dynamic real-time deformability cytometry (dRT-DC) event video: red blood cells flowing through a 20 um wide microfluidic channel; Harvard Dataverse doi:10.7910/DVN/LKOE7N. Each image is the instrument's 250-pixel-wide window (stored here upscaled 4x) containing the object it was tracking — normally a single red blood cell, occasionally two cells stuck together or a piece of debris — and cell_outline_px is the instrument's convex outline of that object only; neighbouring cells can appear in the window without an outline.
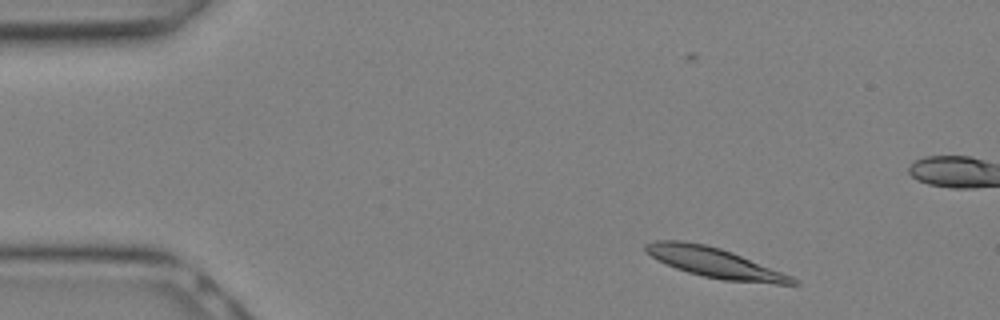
{"species": "Egyptian fruit bat (a non-hibernating species)", "species_latin": "Rousettus aegyptiacus", "temperature_condition": "warm", "stored_images_in_passage": 27, "camera_frame_rate_fps": 3000, "um_per_image_px": 0.085, "animal": {"sex": "female"}, "frame": {"image": 1, "passage_image": 2, "time_ms": 0.333, "image_size_px": [1000, 320], "cell_outline_px": [[800, 284], [776, 284], [724, 280], [704, 276], [688, 272], [676, 268], [656, 260], [644, 252], [644, 244], [656, 240], [684, 240], [704, 244], [720, 248], [732, 252], [792, 276]], "centroid_in_image_um": [60.69, 22.31], "position_along_channel_um": 24.3, "area_um2": 25.55}}
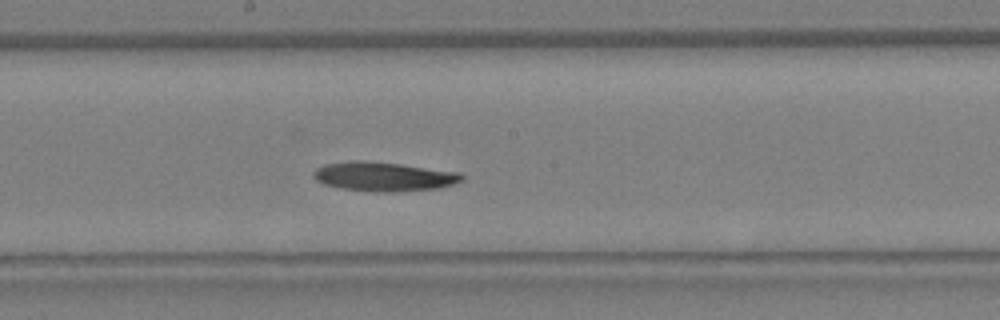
{"frame": {"image": 2, "passage_image": 13, "time_ms": 4.0, "image_size_px": [1000, 320], "cell_outline_px": [[464, 180], [440, 188], [396, 192], [380, 192], [340, 188], [324, 184], [316, 180], [312, 176], [312, 172], [316, 168], [324, 164], [352, 160], [364, 160], [400, 164], [460, 172], [464, 176]], "centroid_in_image_um": [32.61, 15.0], "position_along_channel_um": 215.6, "area_um2": 25.43}}
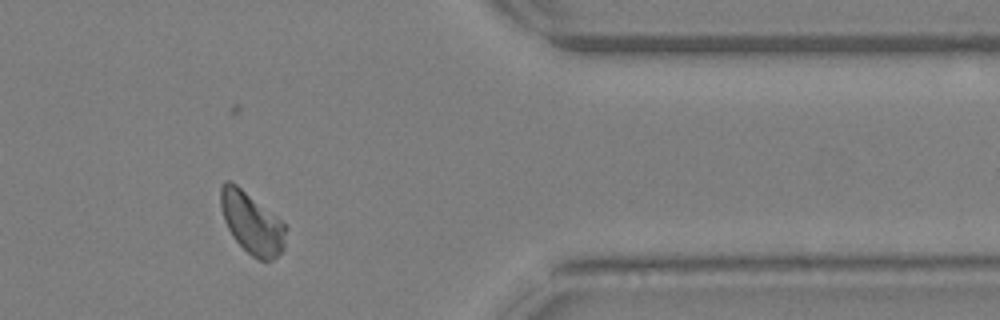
{"frame": {"image": 3, "passage_image": 21, "time_ms": 6.667, "image_size_px": [1000, 320], "cell_outline_px": [[288, 228], [284, 248], [272, 260], [260, 260], [252, 256], [232, 236], [224, 220], [220, 204], [220, 188], [224, 180], [228, 180], [236, 184], [276, 216]], "centroid_in_image_um": [21.4, 18.95], "position_along_channel_um": 390.0, "area_um2": 23.12}}